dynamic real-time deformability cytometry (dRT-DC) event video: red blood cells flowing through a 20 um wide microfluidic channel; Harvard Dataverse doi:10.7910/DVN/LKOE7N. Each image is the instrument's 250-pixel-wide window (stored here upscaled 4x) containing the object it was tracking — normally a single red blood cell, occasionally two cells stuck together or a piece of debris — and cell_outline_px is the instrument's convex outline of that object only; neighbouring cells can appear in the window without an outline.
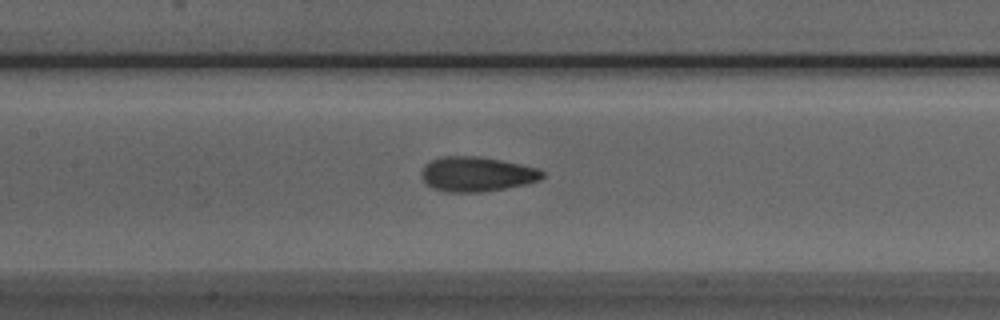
{"species": "Egyptian fruit bat (a non-hibernating species)", "species_latin": "Rousettus aegyptiacus", "temperature_condition": "room temperature", "stored_images_in_passage": 39, "camera_frame_rate_fps": 3000, "um_per_image_px": 0.085, "animal": {"sex": "male"}, "frame": {"image": 1, "passage_image": 12, "time_ms": 3.667, "image_size_px": [1000, 320], "cell_outline_px": [[544, 176], [540, 180], [528, 184], [480, 192], [444, 192], [432, 188], [424, 184], [420, 176], [420, 172], [424, 164], [440, 156], [480, 156], [500, 160], [536, 168], [544, 172]], "centroid_in_image_um": [40.45, 14.8], "position_along_channel_um": 166.9, "area_um2": 24.74}}
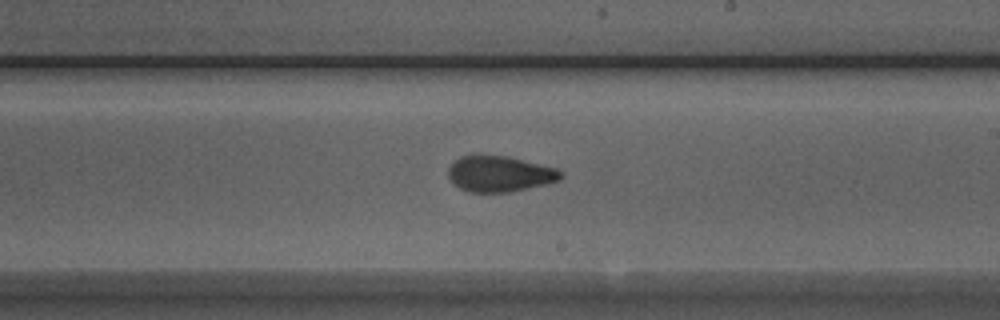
{"frame": {"image": 2, "passage_image": 18, "time_ms": 5.667, "image_size_px": [1000, 320], "cell_outline_px": [[564, 176], [560, 180], [548, 184], [508, 192], [468, 192], [460, 188], [448, 176], [448, 168], [460, 156], [508, 156], [556, 168], [564, 172]], "centroid_in_image_um": [42.53, 14.79], "position_along_channel_um": 246.5, "area_um2": 23.35}}
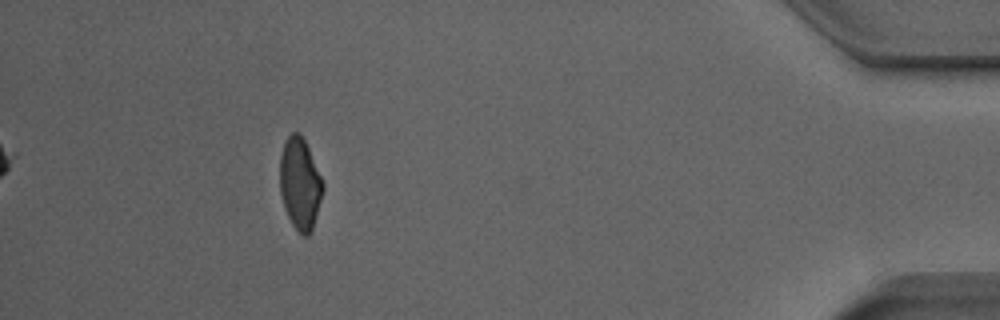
{"frame": {"image": 3, "passage_image": 35, "time_ms": 11.333, "image_size_px": [1000, 320], "cell_outline_px": [[324, 188], [312, 228], [308, 236], [304, 236], [292, 224], [284, 208], [280, 192], [280, 156], [284, 144], [288, 136], [292, 132], [300, 132], [324, 180]], "centroid_in_image_um": [25.5, 15.59], "position_along_channel_um": 409.7, "area_um2": 22.83}, "authors_computed_cell_mechanics": {"area_um2": 23.698, "velocity_mm_per_s": 4.0032, "shape_relaxation_time_tau1_ms": 7.0008, "shape_relaxation_time_tau2_ms": 1.1981, "deformation_change_tau1": 0.181, "deformation_change_tau2": 0.0736}}